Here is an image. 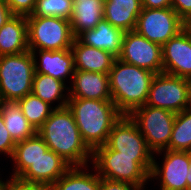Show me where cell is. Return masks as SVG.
Wrapping results in <instances>:
<instances>
[{"label": "cell", "mask_w": 191, "mask_h": 190, "mask_svg": "<svg viewBox=\"0 0 191 190\" xmlns=\"http://www.w3.org/2000/svg\"><path fill=\"white\" fill-rule=\"evenodd\" d=\"M163 72L191 78V32L185 28L162 46Z\"/></svg>", "instance_id": "cell-13"}, {"label": "cell", "mask_w": 191, "mask_h": 190, "mask_svg": "<svg viewBox=\"0 0 191 190\" xmlns=\"http://www.w3.org/2000/svg\"><path fill=\"white\" fill-rule=\"evenodd\" d=\"M75 70L109 74L116 57L102 49L87 46L77 38L71 47Z\"/></svg>", "instance_id": "cell-18"}, {"label": "cell", "mask_w": 191, "mask_h": 190, "mask_svg": "<svg viewBox=\"0 0 191 190\" xmlns=\"http://www.w3.org/2000/svg\"><path fill=\"white\" fill-rule=\"evenodd\" d=\"M67 107L83 142L92 152L106 144L114 123L122 116L112 100L69 98Z\"/></svg>", "instance_id": "cell-2"}, {"label": "cell", "mask_w": 191, "mask_h": 190, "mask_svg": "<svg viewBox=\"0 0 191 190\" xmlns=\"http://www.w3.org/2000/svg\"><path fill=\"white\" fill-rule=\"evenodd\" d=\"M186 28V23L172 9L142 8L137 18L135 31L151 42L163 46L170 38Z\"/></svg>", "instance_id": "cell-8"}, {"label": "cell", "mask_w": 191, "mask_h": 190, "mask_svg": "<svg viewBox=\"0 0 191 190\" xmlns=\"http://www.w3.org/2000/svg\"><path fill=\"white\" fill-rule=\"evenodd\" d=\"M146 105L175 114L189 108L188 79L164 72L156 74L151 82Z\"/></svg>", "instance_id": "cell-9"}, {"label": "cell", "mask_w": 191, "mask_h": 190, "mask_svg": "<svg viewBox=\"0 0 191 190\" xmlns=\"http://www.w3.org/2000/svg\"><path fill=\"white\" fill-rule=\"evenodd\" d=\"M108 75L112 101L122 115H130L146 104L156 74L116 58Z\"/></svg>", "instance_id": "cell-3"}, {"label": "cell", "mask_w": 191, "mask_h": 190, "mask_svg": "<svg viewBox=\"0 0 191 190\" xmlns=\"http://www.w3.org/2000/svg\"><path fill=\"white\" fill-rule=\"evenodd\" d=\"M68 94L69 98L112 100L109 75L75 70Z\"/></svg>", "instance_id": "cell-15"}, {"label": "cell", "mask_w": 191, "mask_h": 190, "mask_svg": "<svg viewBox=\"0 0 191 190\" xmlns=\"http://www.w3.org/2000/svg\"><path fill=\"white\" fill-rule=\"evenodd\" d=\"M99 190H140V188L130 183L112 181L100 177Z\"/></svg>", "instance_id": "cell-33"}, {"label": "cell", "mask_w": 191, "mask_h": 190, "mask_svg": "<svg viewBox=\"0 0 191 190\" xmlns=\"http://www.w3.org/2000/svg\"><path fill=\"white\" fill-rule=\"evenodd\" d=\"M171 7L185 23L191 19V0H171Z\"/></svg>", "instance_id": "cell-32"}, {"label": "cell", "mask_w": 191, "mask_h": 190, "mask_svg": "<svg viewBox=\"0 0 191 190\" xmlns=\"http://www.w3.org/2000/svg\"><path fill=\"white\" fill-rule=\"evenodd\" d=\"M0 190H50V187L11 176L9 180L6 179V181H2Z\"/></svg>", "instance_id": "cell-29"}, {"label": "cell", "mask_w": 191, "mask_h": 190, "mask_svg": "<svg viewBox=\"0 0 191 190\" xmlns=\"http://www.w3.org/2000/svg\"><path fill=\"white\" fill-rule=\"evenodd\" d=\"M0 111L6 129L15 142L33 137L37 131L23 115L20 105L15 101H0Z\"/></svg>", "instance_id": "cell-24"}, {"label": "cell", "mask_w": 191, "mask_h": 190, "mask_svg": "<svg viewBox=\"0 0 191 190\" xmlns=\"http://www.w3.org/2000/svg\"><path fill=\"white\" fill-rule=\"evenodd\" d=\"M166 149L186 152L191 150V108L176 114L169 146Z\"/></svg>", "instance_id": "cell-26"}, {"label": "cell", "mask_w": 191, "mask_h": 190, "mask_svg": "<svg viewBox=\"0 0 191 190\" xmlns=\"http://www.w3.org/2000/svg\"><path fill=\"white\" fill-rule=\"evenodd\" d=\"M17 102L20 105L23 115L36 131L43 125L54 110L53 106L44 102L32 93L26 95Z\"/></svg>", "instance_id": "cell-27"}, {"label": "cell", "mask_w": 191, "mask_h": 190, "mask_svg": "<svg viewBox=\"0 0 191 190\" xmlns=\"http://www.w3.org/2000/svg\"><path fill=\"white\" fill-rule=\"evenodd\" d=\"M190 157H191V150L189 151ZM187 190H191V162H190V167H189V172L187 174Z\"/></svg>", "instance_id": "cell-36"}, {"label": "cell", "mask_w": 191, "mask_h": 190, "mask_svg": "<svg viewBox=\"0 0 191 190\" xmlns=\"http://www.w3.org/2000/svg\"><path fill=\"white\" fill-rule=\"evenodd\" d=\"M104 18V0H74L70 18L72 34L76 38L83 31L93 29Z\"/></svg>", "instance_id": "cell-21"}, {"label": "cell", "mask_w": 191, "mask_h": 190, "mask_svg": "<svg viewBox=\"0 0 191 190\" xmlns=\"http://www.w3.org/2000/svg\"><path fill=\"white\" fill-rule=\"evenodd\" d=\"M142 7L148 9H159L171 7V0H141Z\"/></svg>", "instance_id": "cell-34"}, {"label": "cell", "mask_w": 191, "mask_h": 190, "mask_svg": "<svg viewBox=\"0 0 191 190\" xmlns=\"http://www.w3.org/2000/svg\"><path fill=\"white\" fill-rule=\"evenodd\" d=\"M71 167L61 156L48 149L19 178L51 187Z\"/></svg>", "instance_id": "cell-16"}, {"label": "cell", "mask_w": 191, "mask_h": 190, "mask_svg": "<svg viewBox=\"0 0 191 190\" xmlns=\"http://www.w3.org/2000/svg\"><path fill=\"white\" fill-rule=\"evenodd\" d=\"M48 150L45 141L36 133L33 137L16 142L11 160L14 162L13 177H20Z\"/></svg>", "instance_id": "cell-22"}, {"label": "cell", "mask_w": 191, "mask_h": 190, "mask_svg": "<svg viewBox=\"0 0 191 190\" xmlns=\"http://www.w3.org/2000/svg\"><path fill=\"white\" fill-rule=\"evenodd\" d=\"M188 100L189 108H191V78L188 79Z\"/></svg>", "instance_id": "cell-37"}, {"label": "cell", "mask_w": 191, "mask_h": 190, "mask_svg": "<svg viewBox=\"0 0 191 190\" xmlns=\"http://www.w3.org/2000/svg\"><path fill=\"white\" fill-rule=\"evenodd\" d=\"M13 15H32L36 0H4Z\"/></svg>", "instance_id": "cell-31"}, {"label": "cell", "mask_w": 191, "mask_h": 190, "mask_svg": "<svg viewBox=\"0 0 191 190\" xmlns=\"http://www.w3.org/2000/svg\"><path fill=\"white\" fill-rule=\"evenodd\" d=\"M34 59L35 73L46 74L67 82L70 77L71 82L75 71L74 56L71 49L63 50H29ZM39 56V62L38 56Z\"/></svg>", "instance_id": "cell-14"}, {"label": "cell", "mask_w": 191, "mask_h": 190, "mask_svg": "<svg viewBox=\"0 0 191 190\" xmlns=\"http://www.w3.org/2000/svg\"><path fill=\"white\" fill-rule=\"evenodd\" d=\"M117 58L155 74L163 72L162 46L149 41L135 30L125 32L121 52Z\"/></svg>", "instance_id": "cell-11"}, {"label": "cell", "mask_w": 191, "mask_h": 190, "mask_svg": "<svg viewBox=\"0 0 191 190\" xmlns=\"http://www.w3.org/2000/svg\"><path fill=\"white\" fill-rule=\"evenodd\" d=\"M154 154L163 155V162L159 164L156 157L153 158L149 179H158L161 190H187L186 178L191 162L189 152L164 149Z\"/></svg>", "instance_id": "cell-10"}, {"label": "cell", "mask_w": 191, "mask_h": 190, "mask_svg": "<svg viewBox=\"0 0 191 190\" xmlns=\"http://www.w3.org/2000/svg\"><path fill=\"white\" fill-rule=\"evenodd\" d=\"M124 34V31L103 18L95 28L83 31L76 38L87 46L102 49L117 58L121 52Z\"/></svg>", "instance_id": "cell-17"}, {"label": "cell", "mask_w": 191, "mask_h": 190, "mask_svg": "<svg viewBox=\"0 0 191 190\" xmlns=\"http://www.w3.org/2000/svg\"><path fill=\"white\" fill-rule=\"evenodd\" d=\"M129 116L136 122L153 153L169 146L175 113L145 104L136 108Z\"/></svg>", "instance_id": "cell-7"}, {"label": "cell", "mask_w": 191, "mask_h": 190, "mask_svg": "<svg viewBox=\"0 0 191 190\" xmlns=\"http://www.w3.org/2000/svg\"><path fill=\"white\" fill-rule=\"evenodd\" d=\"M153 158L154 156L118 155V151L102 145L92 152L91 164L101 178L144 188L151 181L149 175Z\"/></svg>", "instance_id": "cell-4"}, {"label": "cell", "mask_w": 191, "mask_h": 190, "mask_svg": "<svg viewBox=\"0 0 191 190\" xmlns=\"http://www.w3.org/2000/svg\"><path fill=\"white\" fill-rule=\"evenodd\" d=\"M105 146L118 151V155L154 156L136 122L129 115H122L113 125Z\"/></svg>", "instance_id": "cell-12"}, {"label": "cell", "mask_w": 191, "mask_h": 190, "mask_svg": "<svg viewBox=\"0 0 191 190\" xmlns=\"http://www.w3.org/2000/svg\"><path fill=\"white\" fill-rule=\"evenodd\" d=\"M13 16L4 0H0V29Z\"/></svg>", "instance_id": "cell-35"}, {"label": "cell", "mask_w": 191, "mask_h": 190, "mask_svg": "<svg viewBox=\"0 0 191 190\" xmlns=\"http://www.w3.org/2000/svg\"><path fill=\"white\" fill-rule=\"evenodd\" d=\"M37 133L49 150L61 156L71 166H88V162L92 163V151L83 142L68 107L54 109Z\"/></svg>", "instance_id": "cell-1"}, {"label": "cell", "mask_w": 191, "mask_h": 190, "mask_svg": "<svg viewBox=\"0 0 191 190\" xmlns=\"http://www.w3.org/2000/svg\"><path fill=\"white\" fill-rule=\"evenodd\" d=\"M34 59L28 50L0 56V101H15L31 94Z\"/></svg>", "instance_id": "cell-5"}, {"label": "cell", "mask_w": 191, "mask_h": 190, "mask_svg": "<svg viewBox=\"0 0 191 190\" xmlns=\"http://www.w3.org/2000/svg\"><path fill=\"white\" fill-rule=\"evenodd\" d=\"M186 28L191 32V19L186 23Z\"/></svg>", "instance_id": "cell-38"}, {"label": "cell", "mask_w": 191, "mask_h": 190, "mask_svg": "<svg viewBox=\"0 0 191 190\" xmlns=\"http://www.w3.org/2000/svg\"><path fill=\"white\" fill-rule=\"evenodd\" d=\"M29 50L71 49L75 39L70 21L60 17H26Z\"/></svg>", "instance_id": "cell-6"}, {"label": "cell", "mask_w": 191, "mask_h": 190, "mask_svg": "<svg viewBox=\"0 0 191 190\" xmlns=\"http://www.w3.org/2000/svg\"><path fill=\"white\" fill-rule=\"evenodd\" d=\"M16 142L11 137L9 131L6 129L4 119L0 111V153L8 155L11 159Z\"/></svg>", "instance_id": "cell-30"}, {"label": "cell", "mask_w": 191, "mask_h": 190, "mask_svg": "<svg viewBox=\"0 0 191 190\" xmlns=\"http://www.w3.org/2000/svg\"><path fill=\"white\" fill-rule=\"evenodd\" d=\"M26 16L13 15L0 29V56L28 51Z\"/></svg>", "instance_id": "cell-20"}, {"label": "cell", "mask_w": 191, "mask_h": 190, "mask_svg": "<svg viewBox=\"0 0 191 190\" xmlns=\"http://www.w3.org/2000/svg\"><path fill=\"white\" fill-rule=\"evenodd\" d=\"M142 8L141 0H104V19L124 32L132 31Z\"/></svg>", "instance_id": "cell-19"}, {"label": "cell", "mask_w": 191, "mask_h": 190, "mask_svg": "<svg viewBox=\"0 0 191 190\" xmlns=\"http://www.w3.org/2000/svg\"><path fill=\"white\" fill-rule=\"evenodd\" d=\"M74 0H36L32 15L27 17H60L70 20Z\"/></svg>", "instance_id": "cell-28"}, {"label": "cell", "mask_w": 191, "mask_h": 190, "mask_svg": "<svg viewBox=\"0 0 191 190\" xmlns=\"http://www.w3.org/2000/svg\"><path fill=\"white\" fill-rule=\"evenodd\" d=\"M68 91L69 87H67L66 83L46 74H34L31 93L51 106L55 102H59L54 109L67 107L69 100Z\"/></svg>", "instance_id": "cell-23"}, {"label": "cell", "mask_w": 191, "mask_h": 190, "mask_svg": "<svg viewBox=\"0 0 191 190\" xmlns=\"http://www.w3.org/2000/svg\"><path fill=\"white\" fill-rule=\"evenodd\" d=\"M86 167L90 166H72L50 190H99L100 176L93 166L94 173L88 172Z\"/></svg>", "instance_id": "cell-25"}]
</instances>
